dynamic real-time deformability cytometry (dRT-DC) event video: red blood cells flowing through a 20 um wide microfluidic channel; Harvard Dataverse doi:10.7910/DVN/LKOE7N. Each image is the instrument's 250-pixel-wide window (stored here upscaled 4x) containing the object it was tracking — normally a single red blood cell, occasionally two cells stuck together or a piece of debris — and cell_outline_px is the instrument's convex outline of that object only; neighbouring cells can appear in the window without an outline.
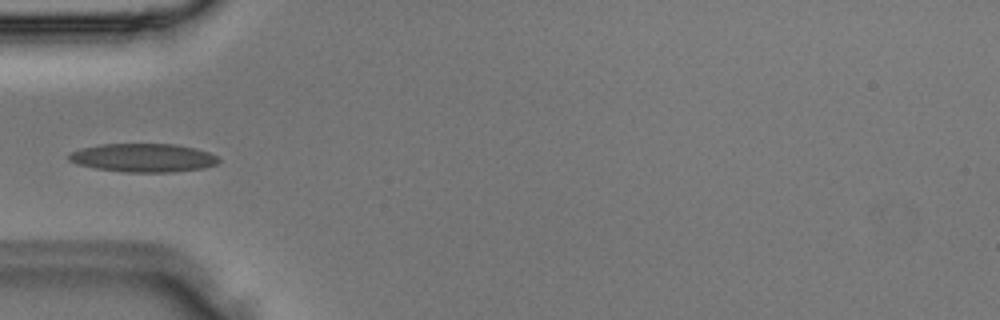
{"species": "Egyptian fruit bat (a non-hibernating species)", "species_latin": "Rousettus aegyptiacus", "temperature_condition": "room temperature", "stored_images_in_passage": 3, "camera_frame_rate_fps": 3000, "um_per_image_px": 0.085, "animal": {"sex": "male"}, "frame": {"image": 1, "passage_image": 3, "time_ms": 0.667, "image_size_px": [1000, 320], "cell_outline_px": [[220, 160], [216, 164], [204, 168], [172, 172], [124, 172], [96, 168], [76, 164], [68, 160], [68, 152], [100, 144], [176, 144], [196, 148], [208, 152], [216, 156]], "centroid_in_image_um": [12.16, 13.41], "position_along_channel_um": 72.8, "area_um2": 24.91}}